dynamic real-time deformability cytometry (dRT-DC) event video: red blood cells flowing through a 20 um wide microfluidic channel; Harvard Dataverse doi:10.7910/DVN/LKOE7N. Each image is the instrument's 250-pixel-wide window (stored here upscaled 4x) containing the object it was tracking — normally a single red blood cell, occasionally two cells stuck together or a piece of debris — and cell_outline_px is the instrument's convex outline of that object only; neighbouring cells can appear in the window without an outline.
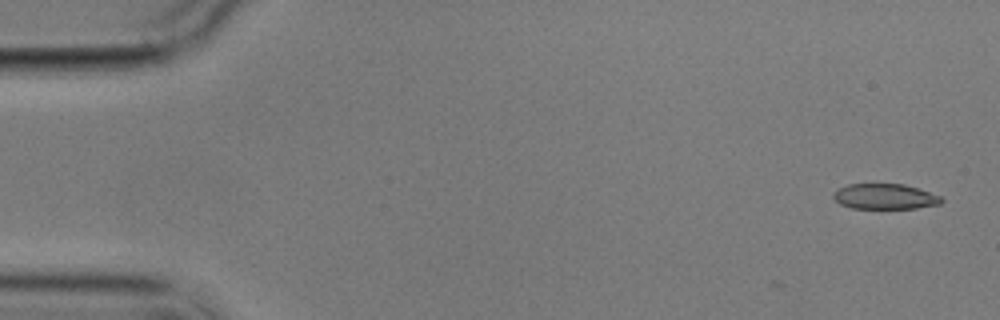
{"species": "common noctule bat (a hibernating species)", "species_latin": "Nyctalus noctula", "temperature_condition": "cold", "stored_images_in_passage": 6, "camera_frame_rate_fps": 3000, "um_per_image_px": 0.085, "animal": {"sex": "male", "body_mass_g": 17.9}, "frame": {"image": 1, "passage_image": 1, "time_ms": 0.0, "image_size_px": [1000, 320], "cell_outline_px": [[944, 200], [940, 204], [916, 208], [852, 208], [840, 204], [832, 196], [832, 192], [836, 188], [848, 184], [904, 184], [940, 196]], "centroid_in_image_um": [75.16, 16.7], "position_along_channel_um": 9.8, "area_um2": 15.95}}